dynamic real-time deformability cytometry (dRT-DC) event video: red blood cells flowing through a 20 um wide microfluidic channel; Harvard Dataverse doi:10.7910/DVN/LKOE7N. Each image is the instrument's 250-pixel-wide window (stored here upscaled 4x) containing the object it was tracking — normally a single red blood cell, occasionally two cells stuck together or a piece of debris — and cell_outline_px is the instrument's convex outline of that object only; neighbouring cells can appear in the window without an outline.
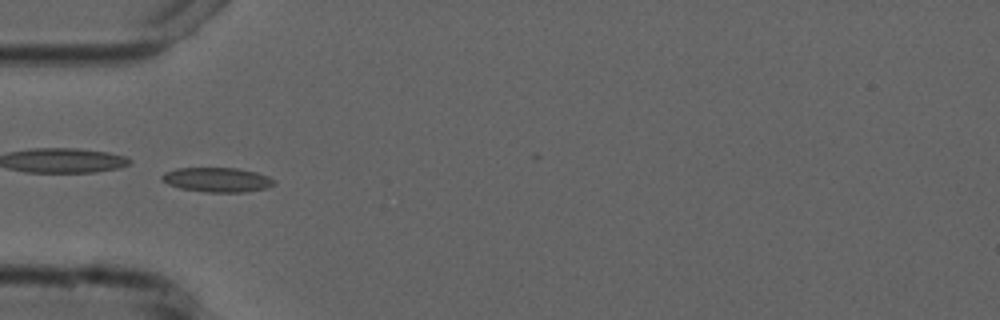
{"species": "common noctule bat (a hibernating species)", "species_latin": "Nyctalus noctula", "temperature_condition": "cold", "stored_images_in_passage": 37, "camera_frame_rate_fps": 3000, "um_per_image_px": 0.085, "animal": {"sex": "male", "forearm_length_mm": 52.5}, "frame": {"image": 1, "passage_image": 1, "time_ms": 0.0, "image_size_px": [1000, 320], "cell_outline_px": [[276, 184], [268, 188], [244, 192], [208, 192], [180, 188], [168, 184], [160, 176], [164, 172], [176, 168], [236, 168], [256, 172], [268, 176], [276, 180]], "centroid_in_image_um": [18.5, 15.28], "position_along_channel_um": 66.5, "area_um2": 16.07}}
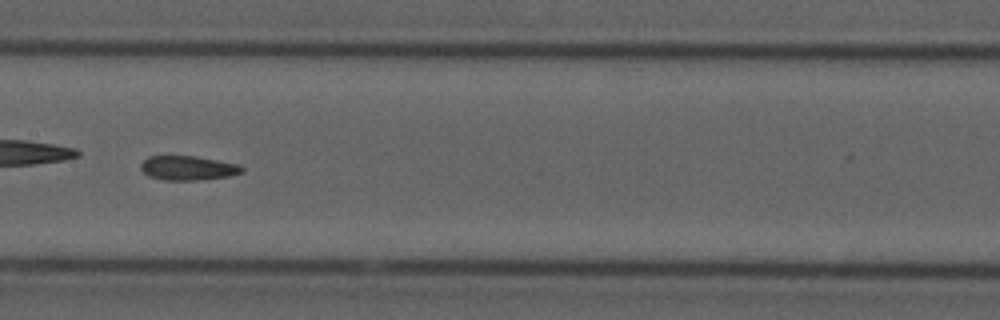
{"frame": {"image": 2, "passage_image": 11, "time_ms": 3.333, "image_size_px": [1000, 320], "cell_outline_px": [[244, 172], [228, 176], [200, 180], [164, 180], [148, 176], [140, 168], [140, 164], [148, 156], [196, 156], [240, 164], [244, 168]], "centroid_in_image_um": [15.99, 14.28], "position_along_channel_um": 191.4, "area_um2": 14.45}, "authors_computed_cell_mechanics": {"area_um2": 14.9702, "velocity_mm_per_s": 3.7506, "shape_relaxation_time_tau1_ms": null, "shape_relaxation_time_tau2_ms": 3.8576, "deformation_change_tau1": null, "deformation_change_tau2": 0.1028}}